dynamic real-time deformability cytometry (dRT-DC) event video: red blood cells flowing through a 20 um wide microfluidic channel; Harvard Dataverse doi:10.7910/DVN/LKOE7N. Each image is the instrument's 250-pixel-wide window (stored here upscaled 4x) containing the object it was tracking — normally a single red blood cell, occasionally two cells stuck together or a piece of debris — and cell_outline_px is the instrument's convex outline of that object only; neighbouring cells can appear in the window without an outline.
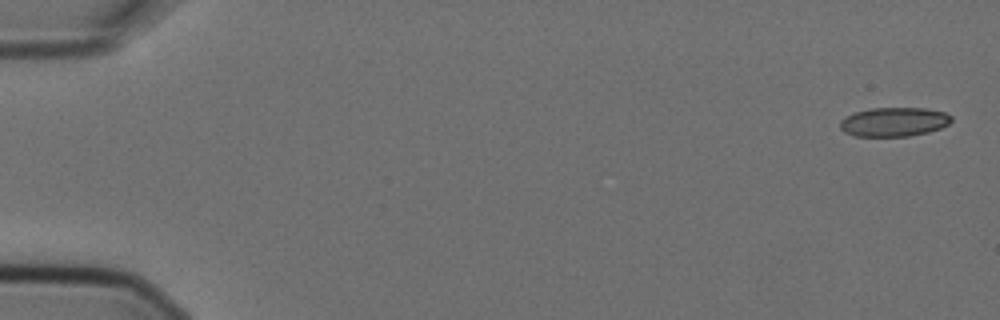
{"species": "Egyptian fruit bat (a non-hibernating species)", "species_latin": "Rousettus aegyptiacus", "temperature_condition": "cold", "stored_images_in_passage": 5, "camera_frame_rate_fps": 3000, "um_per_image_px": 0.085, "animal": {"sex": "female"}, "frame": {"image": 1, "passage_image": 1, "time_ms": 0.0, "image_size_px": [1000, 320], "cell_outline_px": [[952, 120], [948, 124], [940, 128], [928, 132], [908, 136], [856, 136], [844, 132], [840, 128], [840, 120], [844, 116], [856, 112], [872, 108], [928, 108], [944, 112], [952, 116]], "centroid_in_image_um": [75.98, 10.35], "position_along_channel_um": 9.0, "area_um2": 18.9}}
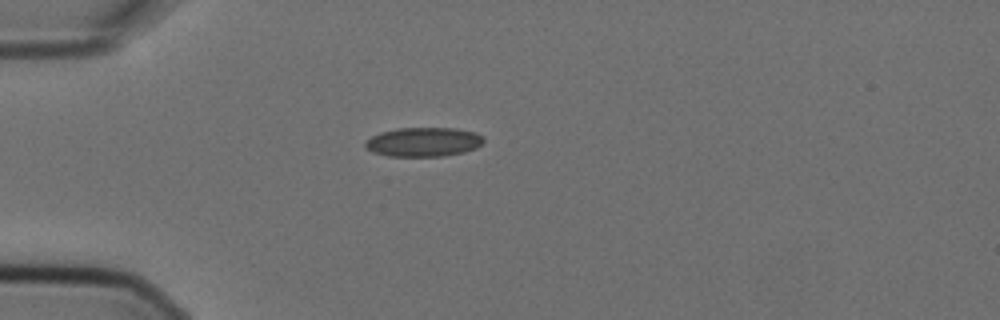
{"frame": {"image": 2, "passage_image": 5, "time_ms": 1.333, "image_size_px": [1000, 320], "cell_outline_px": [[484, 140], [476, 148], [464, 152], [444, 156], [388, 156], [372, 152], [364, 148], [364, 140], [380, 132], [396, 128], [456, 128], [476, 132], [484, 136]], "centroid_in_image_um": [35.97, 12.06], "position_along_channel_um": 49.0, "area_um2": 20.4}}